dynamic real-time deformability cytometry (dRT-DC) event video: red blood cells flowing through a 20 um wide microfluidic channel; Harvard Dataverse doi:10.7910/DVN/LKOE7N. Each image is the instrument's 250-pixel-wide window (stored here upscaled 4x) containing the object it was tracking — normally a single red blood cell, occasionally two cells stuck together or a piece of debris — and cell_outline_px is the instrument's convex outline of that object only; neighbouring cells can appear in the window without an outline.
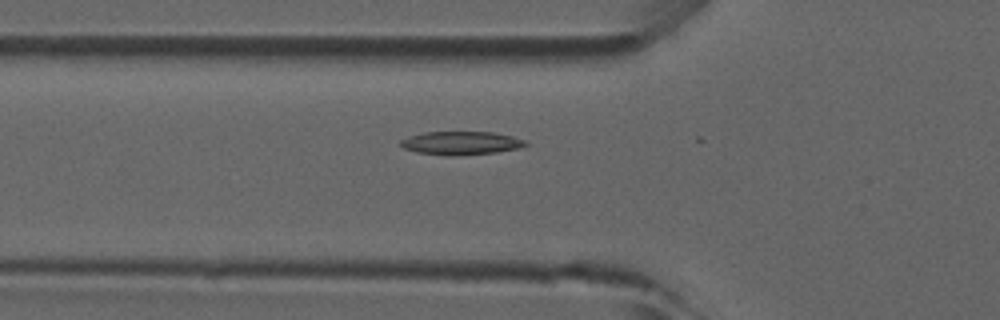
{"species": "common noctule bat (a hibernating species)", "species_latin": "Nyctalus noctula", "temperature_condition": "room temperature", "stored_images_in_passage": 24, "camera_frame_rate_fps": 3000, "um_per_image_px": 0.085, "animal": {"sex": "male", "forearm_length_mm": 52.5}, "frame": {"image": 1, "passage_image": 17, "time_ms": 5.333, "image_size_px": [1000, 320], "cell_outline_px": [[528, 144], [520, 148], [496, 152], [452, 156], [444, 156], [416, 152], [404, 148], [400, 144], [400, 140], [408, 136], [424, 132], [492, 132], [512, 136], [524, 140]], "centroid_in_image_um": [39.16, 12.16], "position_along_channel_um": 86.6, "area_um2": 17.05}}
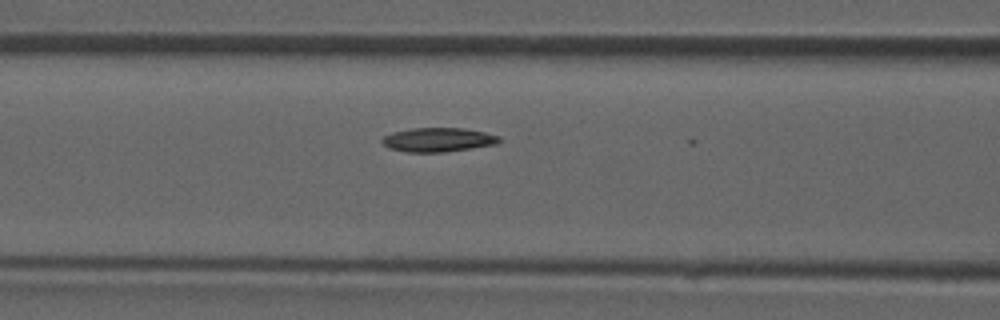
{"frame": {"image": 2, "passage_image": 20, "time_ms": 6.333, "image_size_px": [1000, 320], "cell_outline_px": [[500, 140], [496, 144], [472, 148], [444, 152], [404, 152], [388, 148], [380, 140], [384, 136], [392, 132], [412, 128], [464, 128], [484, 132], [500, 136]], "centroid_in_image_um": [37.21, 11.88], "position_along_channel_um": 129.4, "area_um2": 16.47}}